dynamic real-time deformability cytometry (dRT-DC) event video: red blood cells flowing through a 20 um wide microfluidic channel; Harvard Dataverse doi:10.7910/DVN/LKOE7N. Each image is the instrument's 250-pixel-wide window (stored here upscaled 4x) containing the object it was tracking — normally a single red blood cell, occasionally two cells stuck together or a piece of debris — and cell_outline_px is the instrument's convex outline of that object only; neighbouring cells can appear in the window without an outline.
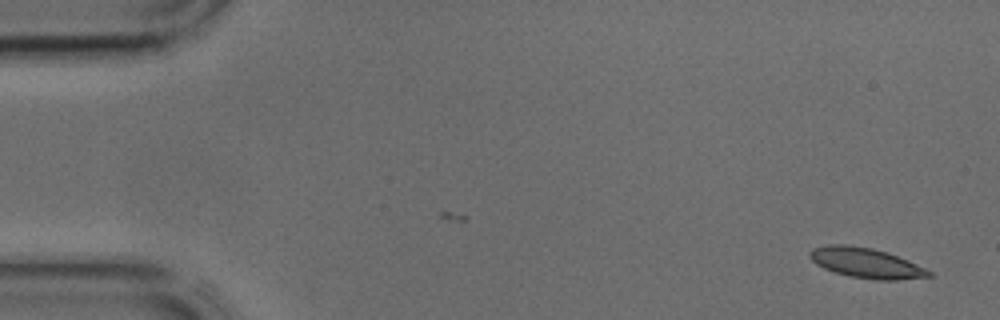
{"species": "common noctule bat (a hibernating species)", "species_latin": "Nyctalus noctula", "temperature_condition": "cold", "stored_images_in_passage": 42, "camera_frame_rate_fps": 3000, "um_per_image_px": 0.085, "animal": {"sex": "male", "body_mass_g": 17.9, "forearm_length_mm": 54.2}, "frame": {"image": 1, "passage_image": 1, "time_ms": 0.0, "image_size_px": [1000, 320], "cell_outline_px": [[932, 276], [896, 280], [876, 280], [852, 276], [836, 272], [824, 268], [816, 264], [808, 256], [808, 252], [812, 248], [828, 244], [844, 244], [872, 248], [888, 252], [916, 264], [932, 272]], "centroid_in_image_um": [73.58, 22.33], "position_along_channel_um": 11.4, "area_um2": 20.75}}
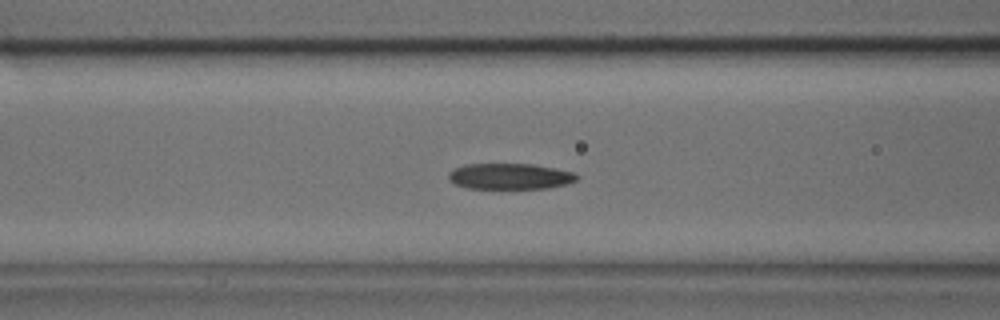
{"frame": {"image": 2, "passage_image": 16, "time_ms": 5.0, "image_size_px": [1000, 320], "cell_outline_px": [[580, 176], [576, 180], [568, 184], [548, 188], [468, 188], [456, 184], [448, 180], [448, 172], [452, 168], [464, 164], [532, 164], [556, 168], [576, 172]], "centroid_in_image_um": [43.36, 14.98], "position_along_channel_um": 123.2, "area_um2": 19.59}}
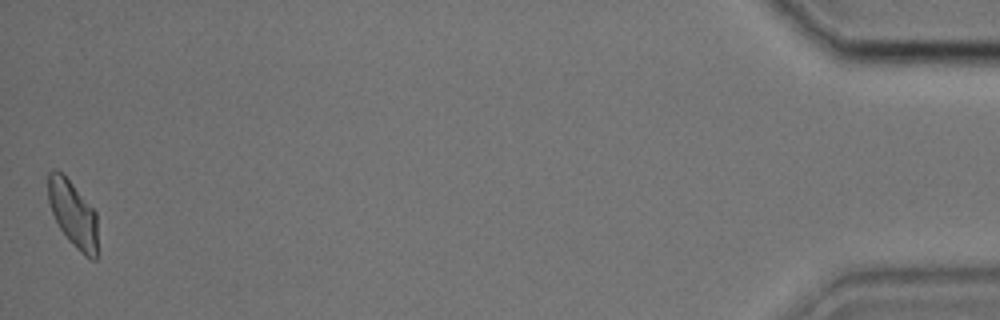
{"frame": {"image": 3, "passage_image": 42, "time_ms": 13.667, "image_size_px": [1000, 320], "cell_outline_px": [[96, 260], [92, 260], [84, 256], [68, 240], [60, 228], [52, 212], [48, 200], [48, 172], [52, 168], [56, 168], [72, 184], [96, 212]], "centroid_in_image_um": [6.18, 18.18], "position_along_channel_um": 429.0, "area_um2": 18.84}}